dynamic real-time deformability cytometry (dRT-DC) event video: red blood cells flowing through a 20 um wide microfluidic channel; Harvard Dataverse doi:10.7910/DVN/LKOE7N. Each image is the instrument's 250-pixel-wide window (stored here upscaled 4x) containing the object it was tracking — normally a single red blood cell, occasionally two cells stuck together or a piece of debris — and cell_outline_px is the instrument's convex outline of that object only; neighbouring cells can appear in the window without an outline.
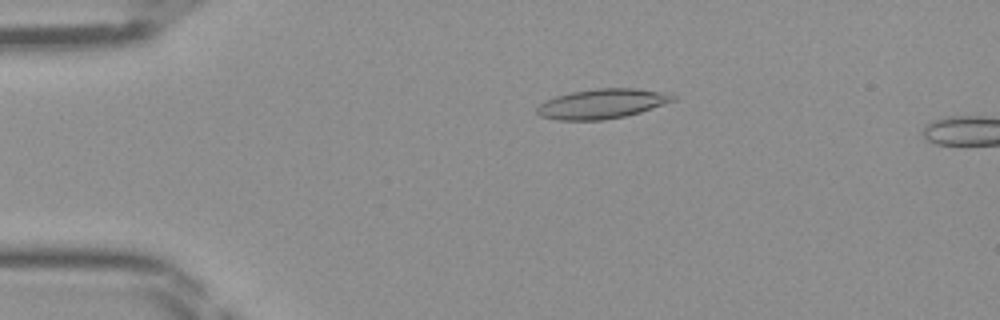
{"species": "Egyptian fruit bat (a non-hibernating species)", "species_latin": "Rousettus aegyptiacus", "temperature_condition": "room temperature", "stored_images_in_passage": 47, "camera_frame_rate_fps": 3000, "um_per_image_px": 0.085, "frame": {"image": 1, "passage_image": 10, "time_ms": 3.0, "image_size_px": [1000, 320], "cell_outline_px": [[676, 100], [640, 112], [624, 116], [604, 120], [556, 120], [540, 116], [536, 112], [536, 108], [544, 100], [556, 96], [572, 92], [596, 88], [636, 88], [664, 92], [676, 96]], "centroid_in_image_um": [51.15, 8.82], "position_along_channel_um": 33.8, "area_um2": 23.58}}
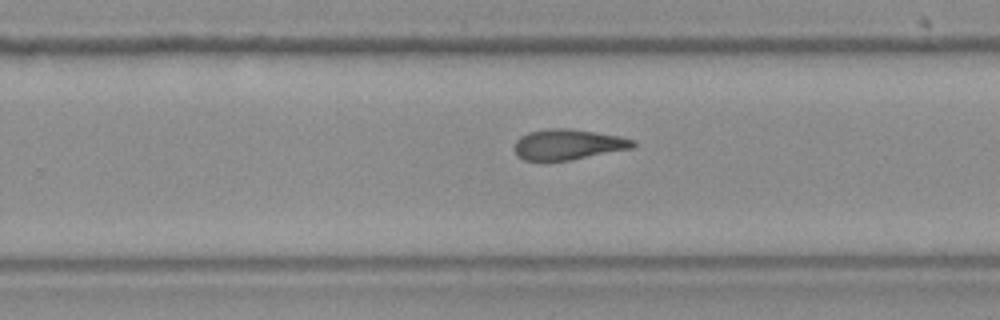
{"frame": {"image": 2, "passage_image": 30, "time_ms": 9.667, "image_size_px": [1000, 320], "cell_outline_px": [[636, 148], [572, 160], [524, 160], [516, 156], [512, 148], [516, 140], [520, 136], [528, 132], [544, 128], [568, 128], [620, 136], [636, 140]], "centroid_in_image_um": [48.29, 12.28], "position_along_channel_um": 281.5, "area_um2": 21.56}}
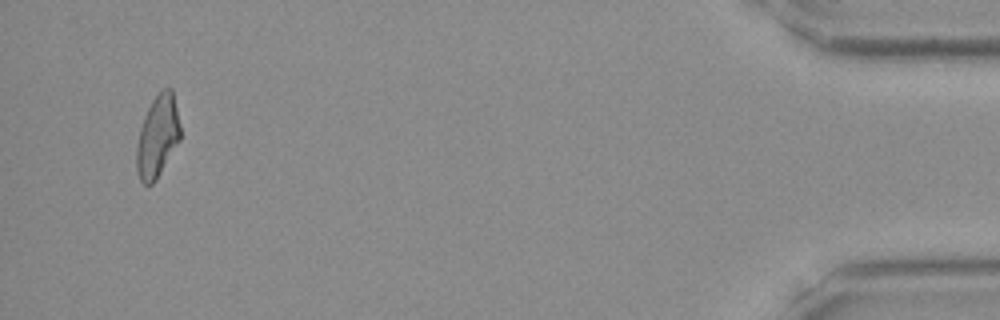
{"frame": {"image": 3, "passage_image": 45, "time_ms": 14.667, "image_size_px": [1000, 320], "cell_outline_px": [[180, 140], [156, 180], [152, 184], [144, 184], [140, 180], [136, 168], [136, 148], [140, 128], [144, 116], [152, 100], [160, 88], [172, 88], [180, 124]], "centroid_in_image_um": [13.39, 11.57], "position_along_channel_um": 421.8, "area_um2": 20.98}}